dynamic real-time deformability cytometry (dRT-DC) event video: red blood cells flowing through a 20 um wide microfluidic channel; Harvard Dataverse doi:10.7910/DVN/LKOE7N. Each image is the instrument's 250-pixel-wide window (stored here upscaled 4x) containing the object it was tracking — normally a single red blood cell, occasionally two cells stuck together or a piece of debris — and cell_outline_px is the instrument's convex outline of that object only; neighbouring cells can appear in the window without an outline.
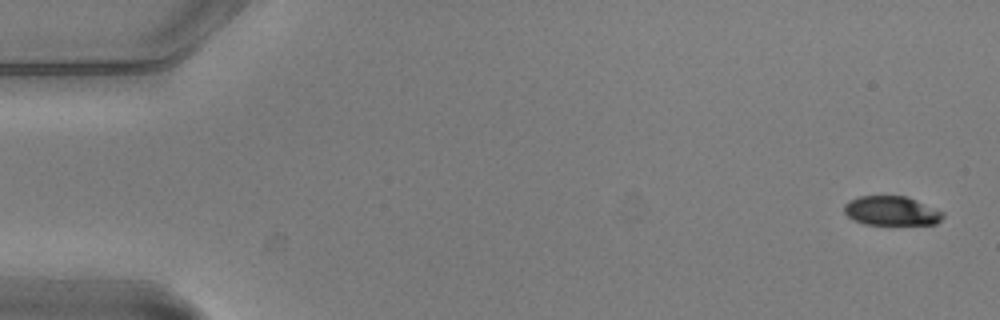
{"species": "common noctule bat (a hibernating species)", "species_latin": "Nyctalus noctula", "temperature_condition": "warm", "stored_images_in_passage": 3, "camera_frame_rate_fps": 3000, "um_per_image_px": 0.085, "animal": {"sex": "male", "body_mass_g": 20.5, "forearm_length_mm": 52.5}, "frame": {"image": 1, "passage_image": 1, "time_ms": 0.0, "image_size_px": [1000, 320], "cell_outline_px": [[944, 216], [936, 224], [864, 224], [852, 220], [844, 212], [844, 204], [848, 200], [860, 196], [908, 196], [944, 212]], "centroid_in_image_um": [75.76, 17.91], "position_along_channel_um": 9.2, "area_um2": 16.94}}